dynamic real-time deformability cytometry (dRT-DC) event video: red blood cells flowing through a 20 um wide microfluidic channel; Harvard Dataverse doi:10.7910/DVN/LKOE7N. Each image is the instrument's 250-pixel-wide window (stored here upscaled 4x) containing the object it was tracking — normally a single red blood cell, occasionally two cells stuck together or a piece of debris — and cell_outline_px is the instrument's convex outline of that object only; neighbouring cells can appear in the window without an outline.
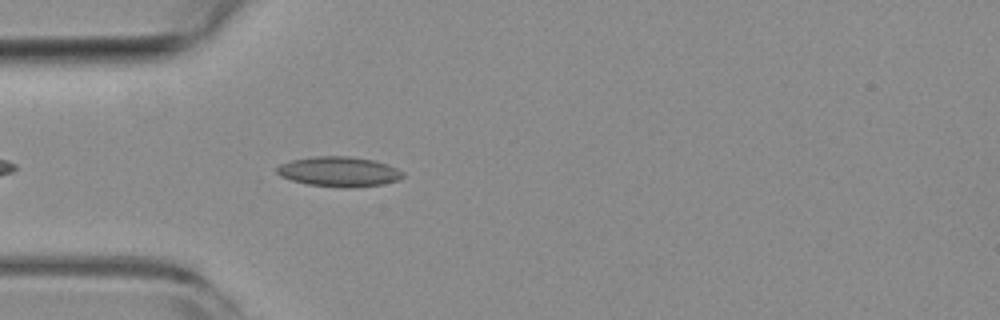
{"species": "common noctule bat (a hibernating species)", "species_latin": "Nyctalus noctula", "temperature_condition": "room temperature", "stored_images_in_passage": 9, "camera_frame_rate_fps": 3000, "um_per_image_px": 0.085, "animal": {"sex": "female", "body_mass_g": 19.3, "forearm_length_mm": 54.1}, "frame": {"image": 1, "passage_image": 2, "time_ms": 0.333, "image_size_px": [1000, 320], "cell_outline_px": [[404, 176], [400, 180], [384, 184], [352, 188], [340, 188], [308, 184], [292, 180], [280, 176], [276, 172], [276, 168], [280, 164], [292, 160], [312, 156], [348, 156], [372, 160], [388, 164], [404, 172]], "centroid_in_image_um": [28.84, 14.6], "position_along_channel_um": 56.2, "area_um2": 22.2}}
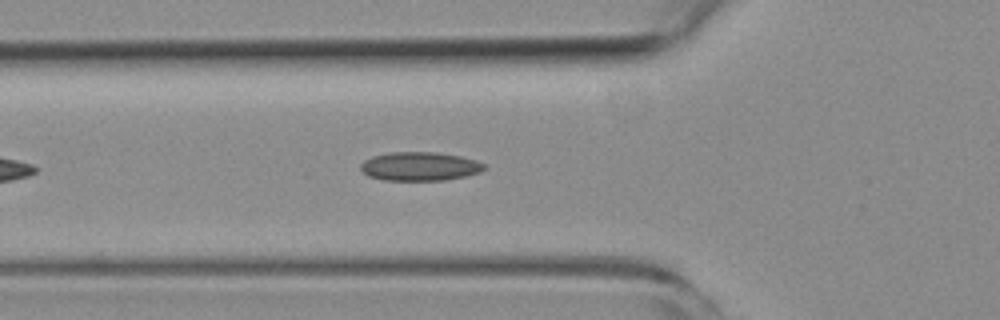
{"frame": {"image": 2, "passage_image": 5, "time_ms": 1.333, "image_size_px": [1000, 320], "cell_outline_px": [[484, 168], [480, 172], [464, 176], [444, 180], [384, 180], [368, 176], [360, 168], [360, 164], [364, 160], [372, 156], [388, 152], [436, 152], [460, 156], [476, 160], [484, 164]], "centroid_in_image_um": [35.65, 14.13], "position_along_channel_um": 90.2, "area_um2": 20.63}}